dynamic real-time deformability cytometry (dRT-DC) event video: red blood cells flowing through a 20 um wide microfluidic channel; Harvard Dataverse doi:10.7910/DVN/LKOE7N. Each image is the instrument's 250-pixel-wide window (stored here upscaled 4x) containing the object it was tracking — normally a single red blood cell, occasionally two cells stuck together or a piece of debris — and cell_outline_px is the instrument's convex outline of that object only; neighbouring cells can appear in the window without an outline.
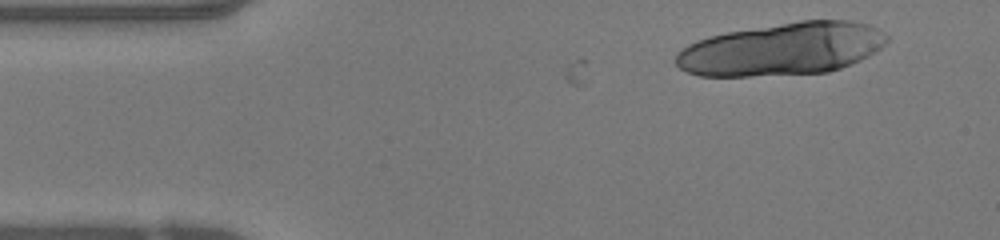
{"species": "human", "species_latin": "Homo sapiens", "temperature_condition": "warm", "stored_images_in_passage": 3, "camera_frame_rate_fps": 3000, "um_per_image_px": 0.085, "donor": {"sex": "female"}, "frame": {"image": 1, "passage_image": 3, "time_ms": 0.667, "image_size_px": [1000, 240], "cell_outline_px": [[888, 40], [876, 52], [860, 60], [840, 68], [828, 72], [748, 76], [700, 76], [688, 72], [680, 68], [676, 64], [676, 52], [688, 44], [696, 40], [708, 36], [728, 32], [800, 20], [848, 20], [868, 24], [884, 32], [888, 36]], "centroid_in_image_um": [66.47, 4.16], "position_along_channel_um": 18.5, "area_um2": 64.62}}